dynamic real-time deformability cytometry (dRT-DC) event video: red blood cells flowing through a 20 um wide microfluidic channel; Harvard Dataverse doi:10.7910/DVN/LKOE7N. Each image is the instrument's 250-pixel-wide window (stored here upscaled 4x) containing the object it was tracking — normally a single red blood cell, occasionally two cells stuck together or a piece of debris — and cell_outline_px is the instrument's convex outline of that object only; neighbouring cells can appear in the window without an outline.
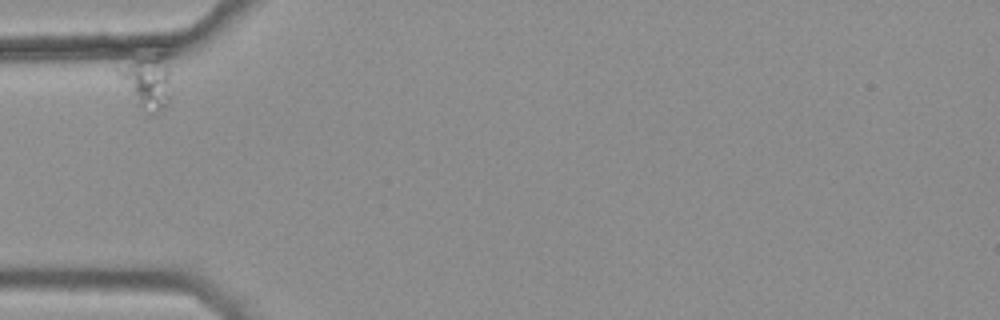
{"species": "common noctule bat (a hibernating species)", "species_latin": "Nyctalus noctula", "temperature_condition": "warm", "stored_images_in_passage": 2, "camera_frame_rate_fps": 3000, "um_per_image_px": 0.085, "animal": {"sex": "female", "body_mass_g": 25.1}, "frame": {"image": 1, "passage_image": 1, "time_ms": 0.0, "image_size_px": [1000, 320], "cell_outline_px": [[168, 104], [164, 108], [152, 112], [148, 112], [140, 108], [116, 72], [136, 60], [160, 52], [164, 52], [168, 68]], "centroid_in_image_um": [12.55, 6.94], "position_along_channel_um": 72.4, "area_um2": 15.32}}